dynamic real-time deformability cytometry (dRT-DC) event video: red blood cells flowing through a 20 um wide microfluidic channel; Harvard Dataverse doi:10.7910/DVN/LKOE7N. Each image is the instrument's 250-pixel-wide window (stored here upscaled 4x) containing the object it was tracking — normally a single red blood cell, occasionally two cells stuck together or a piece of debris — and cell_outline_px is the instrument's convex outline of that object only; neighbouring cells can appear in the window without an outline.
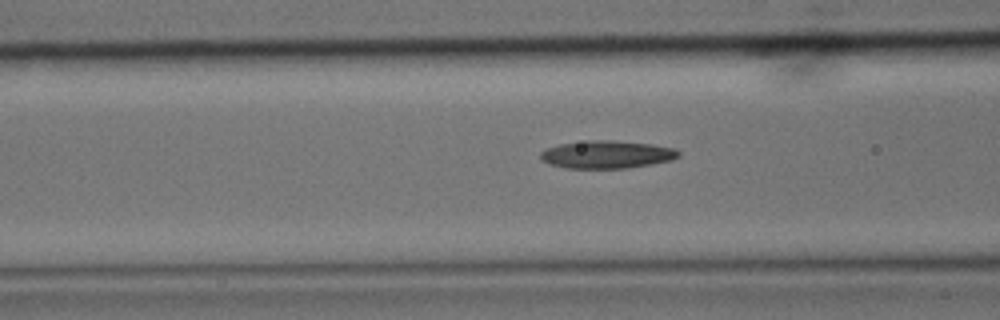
{"species": "common noctule bat (a hibernating species)", "species_latin": "Nyctalus noctula", "temperature_condition": "cold", "stored_images_in_passage": 39, "camera_frame_rate_fps": 3000, "um_per_image_px": 0.085, "animal": {"sex": "male", "body_mass_g": 15.6}, "frame": {"image": 1, "passage_image": 17, "time_ms": 5.333, "image_size_px": [1000, 320], "cell_outline_px": [[680, 156], [672, 160], [652, 164], [628, 168], [564, 168], [548, 164], [540, 160], [540, 152], [544, 148], [560, 144], [588, 140], [612, 140], [652, 144], [676, 148], [680, 152]], "centroid_in_image_um": [51.56, 13.13], "position_along_channel_um": 115.0, "area_um2": 22.66}}
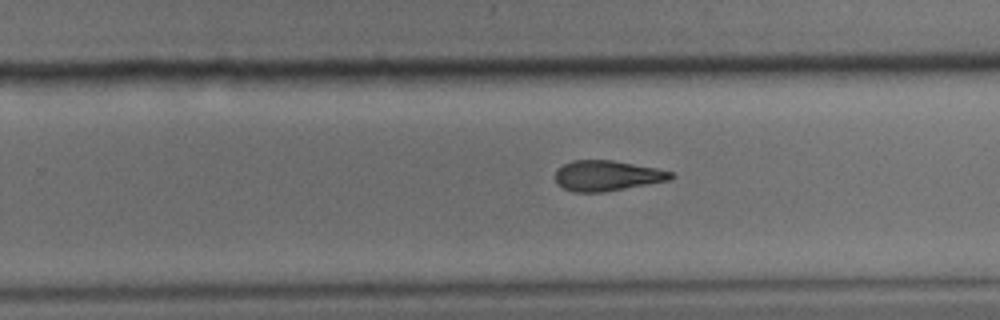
{"frame": {"image": 2, "passage_image": 30, "time_ms": 9.667, "image_size_px": [1000, 320], "cell_outline_px": [[676, 176], [668, 180], [604, 192], [572, 192], [556, 184], [556, 172], [564, 164], [572, 160], [612, 160], [656, 168], [672, 172]], "centroid_in_image_um": [51.58, 14.93], "position_along_channel_um": 278.2, "area_um2": 20.29}}
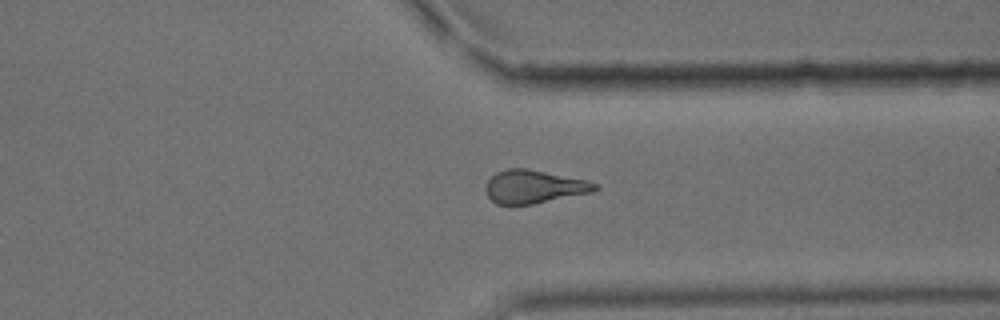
{"frame": {"image": 3, "passage_image": 37, "time_ms": 12.0, "image_size_px": [1000, 320], "cell_outline_px": [[600, 188], [592, 192], [532, 204], [496, 204], [488, 196], [484, 188], [488, 180], [496, 172], [508, 168], [524, 168], [588, 180], [600, 184]], "centroid_in_image_um": [45.4, 15.86], "position_along_channel_um": 366.0, "area_um2": 21.1}}